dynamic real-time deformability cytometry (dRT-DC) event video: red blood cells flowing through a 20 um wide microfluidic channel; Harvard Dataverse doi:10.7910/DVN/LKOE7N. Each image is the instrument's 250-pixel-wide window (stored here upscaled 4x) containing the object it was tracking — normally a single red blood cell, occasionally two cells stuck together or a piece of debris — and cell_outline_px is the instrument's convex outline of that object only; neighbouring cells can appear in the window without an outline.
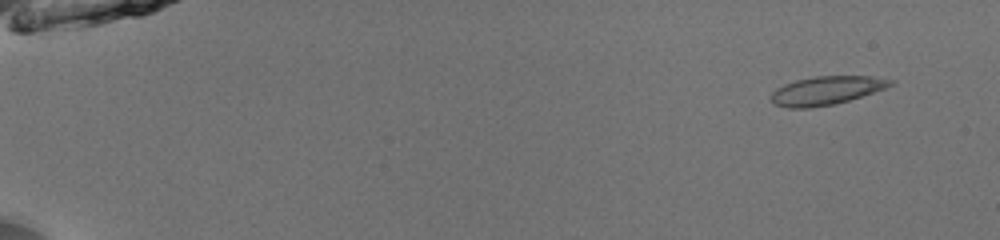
{"species": "common noctule bat (a hibernating species)", "species_latin": "Nyctalus noctula", "temperature_condition": "room temperature", "stored_images_in_passage": 7, "camera_frame_rate_fps": 3000, "um_per_image_px": 0.085, "animal": {"sex": "male", "body_mass_g": 13.0, "forearm_length_mm": 53.1}, "frame": {"image": 1, "passage_image": 1, "time_ms": 0.0, "image_size_px": [1000, 240], "cell_outline_px": [[896, 84], [848, 100], [832, 104], [808, 108], [788, 108], [772, 104], [768, 96], [776, 88], [784, 84], [796, 80], [816, 76], [868, 76], [896, 80]], "centroid_in_image_um": [70.18, 7.69], "position_along_channel_um": 14.8, "area_um2": 19.83}}